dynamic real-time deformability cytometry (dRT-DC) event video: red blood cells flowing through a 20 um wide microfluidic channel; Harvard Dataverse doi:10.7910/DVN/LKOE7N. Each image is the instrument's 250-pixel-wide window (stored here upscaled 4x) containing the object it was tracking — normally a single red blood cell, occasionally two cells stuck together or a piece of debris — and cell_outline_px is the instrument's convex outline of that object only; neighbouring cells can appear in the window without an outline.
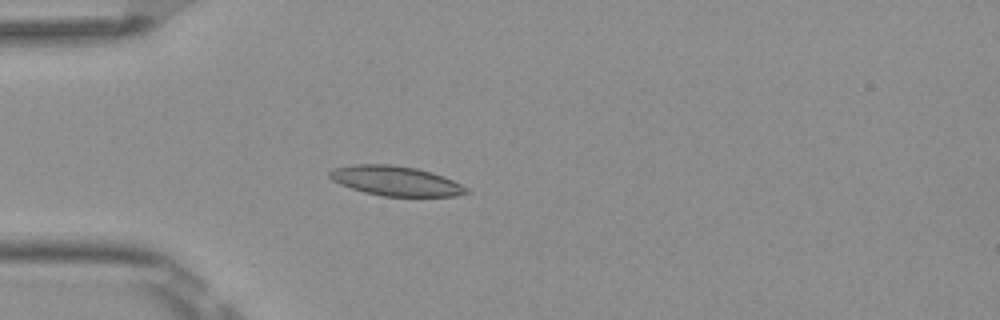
{"species": "Egyptian fruit bat (a non-hibernating species)", "species_latin": "Rousettus aegyptiacus", "temperature_condition": "room temperature", "stored_images_in_passage": 4, "camera_frame_rate_fps": 3000, "um_per_image_px": 0.085, "frame": {"image": 1, "passage_image": 4, "time_ms": 1.0, "image_size_px": [1000, 320], "cell_outline_px": [[472, 192], [456, 196], [384, 196], [364, 192], [340, 184], [332, 180], [328, 176], [328, 172], [332, 168], [352, 164], [392, 164], [416, 168], [432, 172], [444, 176], [468, 188]], "centroid_in_image_um": [33.63, 15.37], "position_along_channel_um": 51.4, "area_um2": 23.81}}